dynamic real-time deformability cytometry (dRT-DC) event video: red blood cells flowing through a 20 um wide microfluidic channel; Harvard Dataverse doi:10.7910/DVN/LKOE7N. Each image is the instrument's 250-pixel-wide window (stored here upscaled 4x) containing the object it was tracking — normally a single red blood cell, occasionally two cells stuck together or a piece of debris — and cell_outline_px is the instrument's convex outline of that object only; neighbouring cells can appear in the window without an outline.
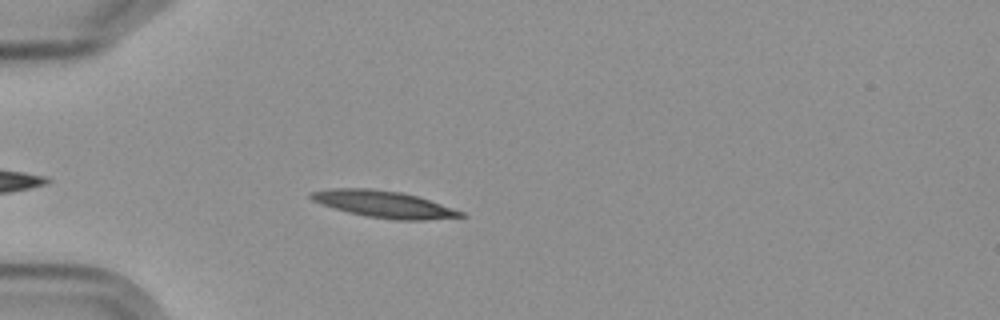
{"species": "Egyptian fruit bat (a non-hibernating species)", "species_latin": "Rousettus aegyptiacus", "temperature_condition": "cold", "stored_images_in_passage": 7, "camera_frame_rate_fps": 3000, "um_per_image_px": 0.085, "frame": {"image": 1, "passage_image": 6, "time_ms": 5.667, "image_size_px": [1000, 320], "cell_outline_px": [[468, 216], [424, 220], [396, 220], [364, 216], [348, 212], [320, 204], [312, 200], [308, 196], [308, 192], [328, 188], [368, 188], [404, 192], [464, 212]], "centroid_in_image_um": [32.56, 17.35], "position_along_channel_um": 52.4, "area_um2": 23.47}}